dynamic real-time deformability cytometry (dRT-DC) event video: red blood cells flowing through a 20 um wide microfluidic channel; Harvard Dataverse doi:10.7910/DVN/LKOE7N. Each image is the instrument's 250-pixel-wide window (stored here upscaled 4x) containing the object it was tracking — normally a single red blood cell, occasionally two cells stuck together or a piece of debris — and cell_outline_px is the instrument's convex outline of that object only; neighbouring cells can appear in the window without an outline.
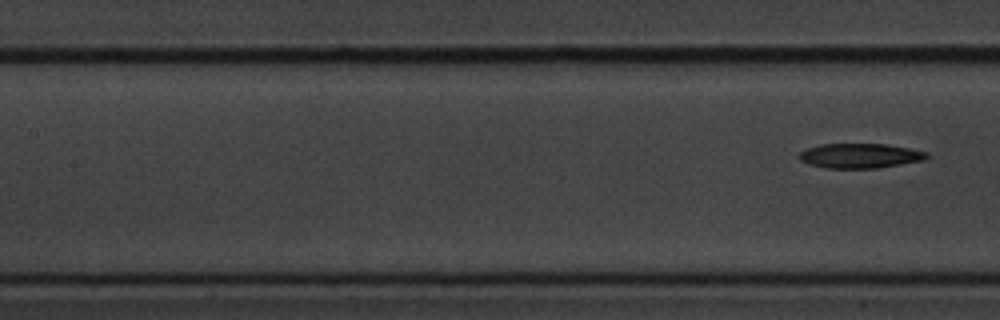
{"species": "common noctule bat (a hibernating species)", "species_latin": "Nyctalus noctula", "temperature_condition": "cold", "stored_images_in_passage": 5, "segment_of_instrument_passage": [2, 2], "camera_frame_rate_fps": 3000, "um_per_image_px": 0.085, "animal": {"sex": "male", "body_mass_g": 20.1, "forearm_length_mm": 53.5}, "frame": {"image": 1, "passage_image": 5, "time_ms": 1.333, "image_size_px": [1000, 320], "cell_outline_px": [[928, 156], [924, 160], [876, 168], [828, 168], [808, 164], [800, 160], [796, 156], [800, 152], [808, 148], [820, 144], [888, 144], [928, 152]], "centroid_in_image_um": [73.07, 13.23], "position_along_channel_um": 134.3, "area_um2": 18.32}}